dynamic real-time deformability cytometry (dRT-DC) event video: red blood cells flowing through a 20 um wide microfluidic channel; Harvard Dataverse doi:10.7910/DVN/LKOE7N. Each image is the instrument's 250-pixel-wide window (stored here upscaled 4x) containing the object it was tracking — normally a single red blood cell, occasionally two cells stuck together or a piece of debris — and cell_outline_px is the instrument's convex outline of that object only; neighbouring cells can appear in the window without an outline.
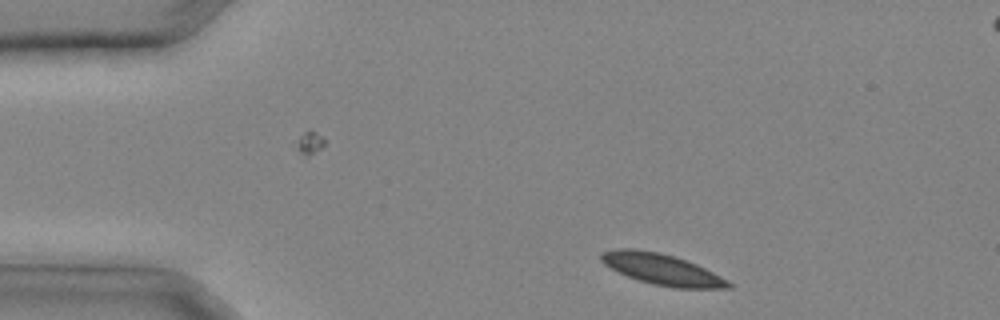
{"species": "common noctule bat (a hibernating species)", "species_latin": "Nyctalus noctula", "temperature_condition": "cold", "stored_images_in_passage": 6, "camera_frame_rate_fps": 3000, "um_per_image_px": 0.085, "animal": {"sex": "male", "body_mass_g": 20.4}, "frame": {"image": 1, "passage_image": 1, "time_ms": 0.0, "image_size_px": [1000, 320], "cell_outline_px": [[732, 288], [672, 288], [652, 284], [628, 276], [604, 264], [600, 260], [600, 252], [616, 248], [632, 248], [660, 252], [696, 264], [728, 280], [732, 284]], "centroid_in_image_um": [56.24, 22.89], "position_along_channel_um": 28.8, "area_um2": 22.83}}